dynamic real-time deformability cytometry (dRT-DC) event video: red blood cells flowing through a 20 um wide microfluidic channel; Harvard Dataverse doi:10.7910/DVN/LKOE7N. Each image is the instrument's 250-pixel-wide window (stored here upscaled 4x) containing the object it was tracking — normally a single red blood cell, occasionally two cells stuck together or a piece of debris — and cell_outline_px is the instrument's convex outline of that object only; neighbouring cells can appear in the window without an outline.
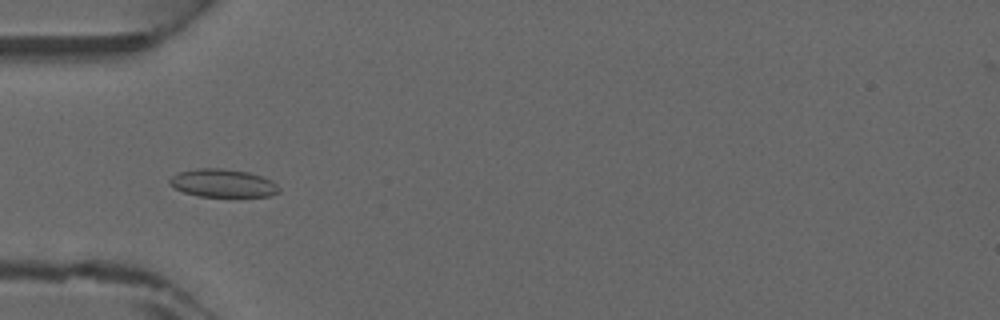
{"species": "common noctule bat (a hibernating species)", "species_latin": "Nyctalus noctula", "temperature_condition": "warm", "stored_images_in_passage": 46, "camera_frame_rate_fps": 3000, "um_per_image_px": 0.085, "animal": {"sex": "male", "forearm_length_mm": 52.5}, "frame": {"image": 1, "passage_image": 15, "time_ms": 4.667, "image_size_px": [1000, 320], "cell_outline_px": [[280, 192], [268, 196], [196, 196], [184, 192], [168, 184], [168, 180], [172, 176], [180, 172], [196, 168], [220, 168], [248, 172], [272, 180], [280, 188]], "centroid_in_image_um": [18.93, 15.56], "position_along_channel_um": 66.1, "area_um2": 17.8}}
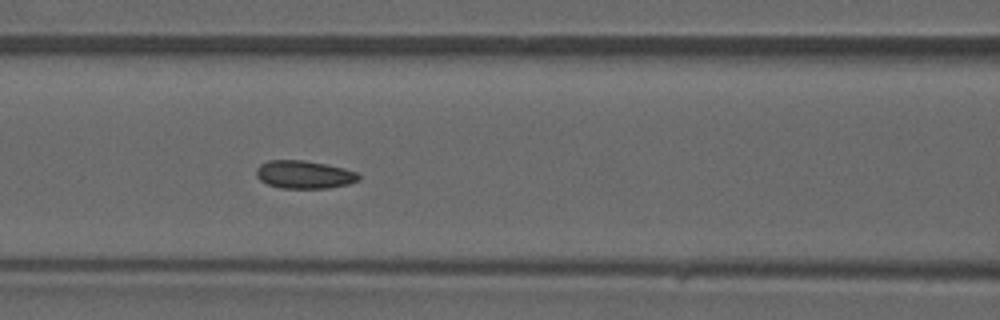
{"frame": {"image": 2, "passage_image": 20, "time_ms": 6.333, "image_size_px": [1000, 320], "cell_outline_px": [[360, 180], [348, 184], [328, 188], [280, 188], [268, 184], [260, 180], [256, 176], [256, 168], [260, 164], [268, 160], [304, 160], [344, 168], [356, 172], [360, 176]], "centroid_in_image_um": [25.84, 14.84], "position_along_channel_um": 140.8, "area_um2": 16.7}}
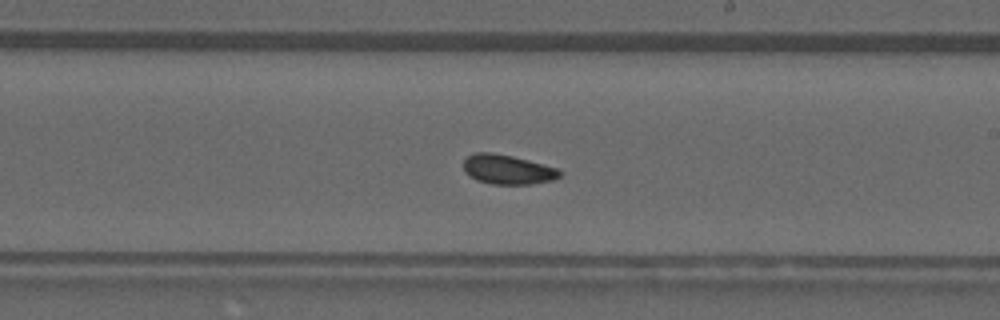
{"frame": {"image": 3, "passage_image": 27, "time_ms": 8.667, "image_size_px": [1000, 320], "cell_outline_px": [[564, 172], [560, 176], [552, 180], [528, 184], [492, 184], [476, 180], [468, 176], [464, 172], [464, 160], [468, 156], [476, 152], [492, 152], [512, 156], [528, 160], [556, 168]], "centroid_in_image_um": [43.12, 14.41], "position_along_channel_um": 245.9, "area_um2": 16.53}}